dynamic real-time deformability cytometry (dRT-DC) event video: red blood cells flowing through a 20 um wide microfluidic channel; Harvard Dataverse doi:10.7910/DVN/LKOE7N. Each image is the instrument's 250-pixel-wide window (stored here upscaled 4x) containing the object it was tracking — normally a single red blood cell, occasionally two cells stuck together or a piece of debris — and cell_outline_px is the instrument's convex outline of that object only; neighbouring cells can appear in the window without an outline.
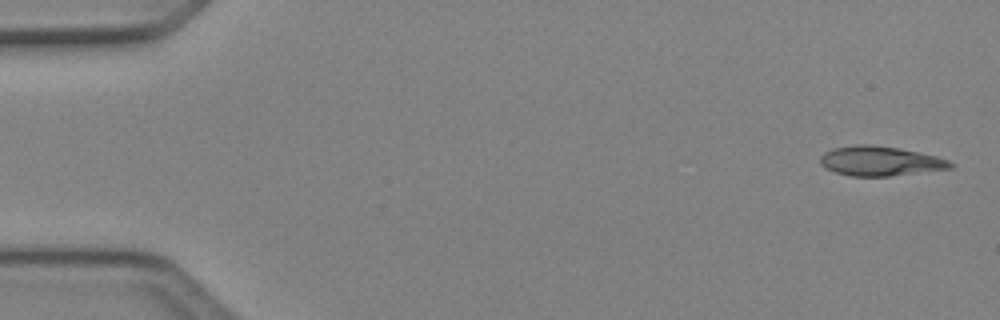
{"species": "Egyptian fruit bat (a non-hibernating species)", "species_latin": "Rousettus aegyptiacus", "temperature_condition": "cold", "stored_images_in_passage": 3, "camera_frame_rate_fps": 3000, "um_per_image_px": 0.085, "animal": {"sex": "female"}, "frame": {"image": 1, "passage_image": 1, "time_ms": 0.0, "image_size_px": [1000, 320], "cell_outline_px": [[956, 164], [952, 168], [888, 176], [848, 176], [824, 168], [820, 164], [820, 156], [824, 152], [832, 148], [856, 144], [868, 144], [896, 148], [936, 156], [948, 160]], "centroid_in_image_um": [74.77, 13.69], "position_along_channel_um": 10.2, "area_um2": 22.37}}